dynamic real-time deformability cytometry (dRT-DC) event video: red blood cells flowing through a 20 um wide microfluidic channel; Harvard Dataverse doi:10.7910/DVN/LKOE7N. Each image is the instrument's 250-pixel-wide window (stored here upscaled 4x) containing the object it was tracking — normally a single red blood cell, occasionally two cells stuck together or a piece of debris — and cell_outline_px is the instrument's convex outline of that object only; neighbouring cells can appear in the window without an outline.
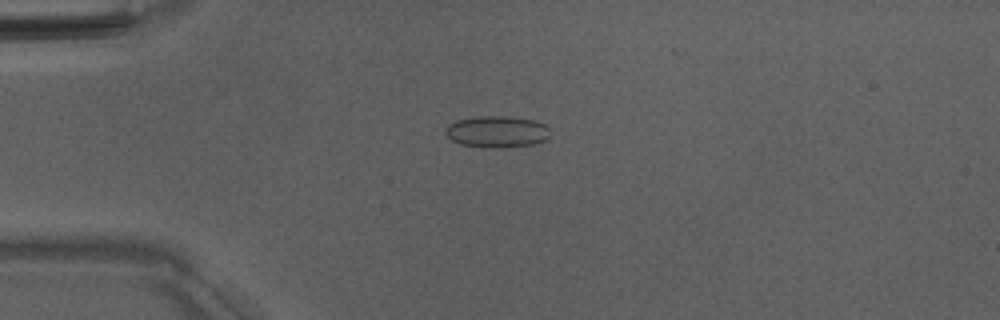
{"species": "Egyptian fruit bat (a non-hibernating species)", "species_latin": "Rousettus aegyptiacus", "temperature_condition": "room temperature", "stored_images_in_passage": 46, "camera_frame_rate_fps": 3000, "um_per_image_px": 0.085, "animal": {"sex": "male"}, "frame": {"image": 1, "passage_image": 14, "time_ms": 4.333, "image_size_px": [1000, 320], "cell_outline_px": [[548, 140], [532, 144], [504, 148], [484, 148], [460, 144], [452, 140], [444, 132], [444, 128], [448, 124], [456, 120], [476, 116], [500, 116], [532, 120], [544, 124], [548, 128]], "centroid_in_image_um": [42.19, 11.21], "position_along_channel_um": 42.8, "area_um2": 19.36}}
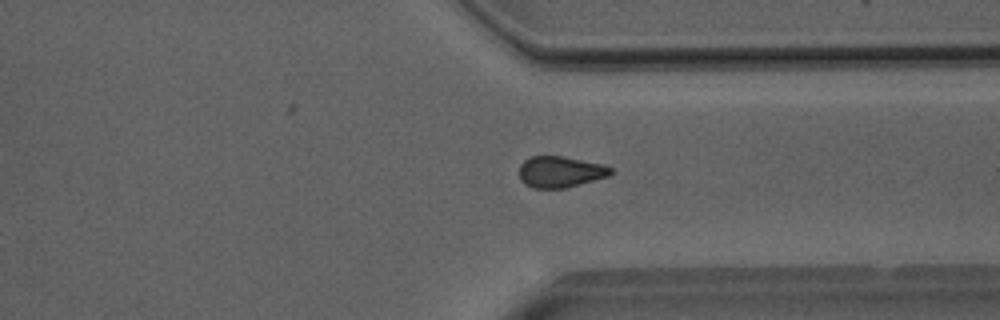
{"frame": {"image": 2, "passage_image": 40, "time_ms": 13.0, "image_size_px": [1000, 320], "cell_outline_px": [[612, 172], [608, 176], [564, 188], [532, 188], [524, 184], [520, 180], [520, 164], [524, 160], [532, 156], [564, 156], [604, 164], [612, 168]], "centroid_in_image_um": [47.61, 14.6], "position_along_channel_um": 363.8, "area_um2": 16.65}}
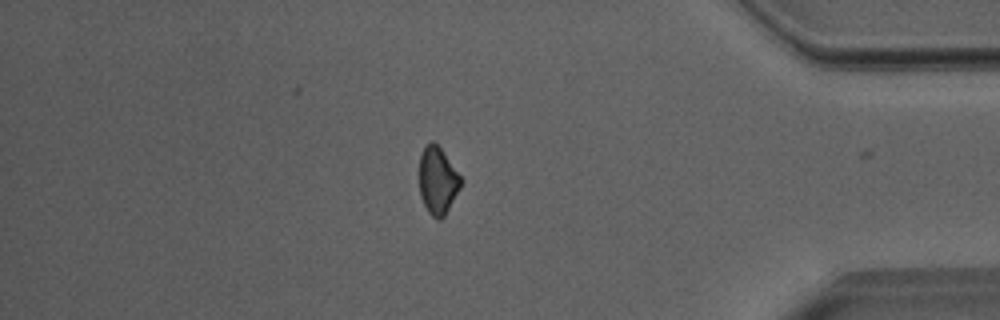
{"frame": {"image": 3, "passage_image": 45, "time_ms": 14.667, "image_size_px": [1000, 320], "cell_outline_px": [[464, 180], [460, 188], [444, 216], [440, 220], [436, 220], [428, 212], [420, 196], [420, 156], [424, 148], [432, 140], [440, 148]], "centroid_in_image_um": [37.22, 15.38], "position_along_channel_um": 398.0, "area_um2": 16.13}, "authors_computed_cell_mechanics": {"area_um2": 17.6868, "velocity_mm_per_s": 4.0049, "shape_relaxation_time_tau1_ms": null, "shape_relaxation_time_tau2_ms": 2.9299, "deformation_change_tau1": null, "deformation_change_tau2": 0.0933}}